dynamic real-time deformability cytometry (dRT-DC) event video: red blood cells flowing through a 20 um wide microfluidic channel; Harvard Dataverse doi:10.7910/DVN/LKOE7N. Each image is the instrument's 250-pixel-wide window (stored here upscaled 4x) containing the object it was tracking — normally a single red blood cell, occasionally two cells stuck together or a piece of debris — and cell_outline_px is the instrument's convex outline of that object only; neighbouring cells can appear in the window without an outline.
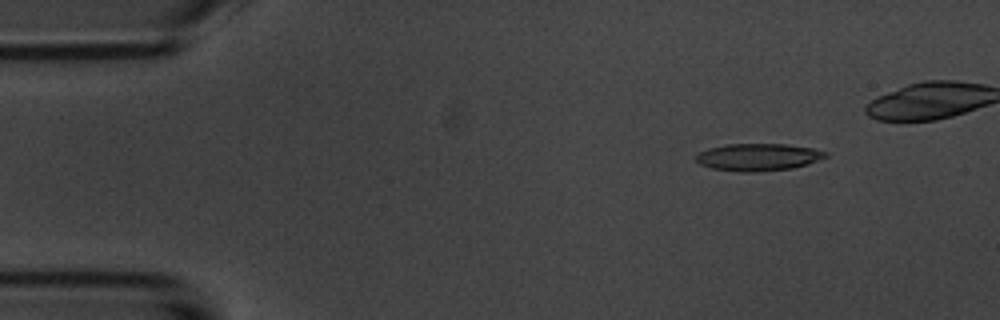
{"species": "common noctule bat (a hibernating species)", "species_latin": "Nyctalus noctula", "temperature_condition": "room temperature", "stored_images_in_passage": 5, "camera_frame_rate_fps": 3000, "um_per_image_px": 0.085, "animal": {"sex": "male", "body_mass_g": 20.1, "forearm_length_mm": 53.5}, "frame": {"image": 1, "passage_image": 2, "time_ms": 1.0, "image_size_px": [1000, 320], "cell_outline_px": [[828, 156], [808, 164], [792, 168], [760, 172], [740, 172], [712, 168], [700, 164], [696, 160], [696, 156], [700, 152], [708, 148], [728, 144], [788, 144], [812, 148], [828, 152]], "centroid_in_image_um": [64.47, 13.35], "position_along_channel_um": 20.5, "area_um2": 20.63}}